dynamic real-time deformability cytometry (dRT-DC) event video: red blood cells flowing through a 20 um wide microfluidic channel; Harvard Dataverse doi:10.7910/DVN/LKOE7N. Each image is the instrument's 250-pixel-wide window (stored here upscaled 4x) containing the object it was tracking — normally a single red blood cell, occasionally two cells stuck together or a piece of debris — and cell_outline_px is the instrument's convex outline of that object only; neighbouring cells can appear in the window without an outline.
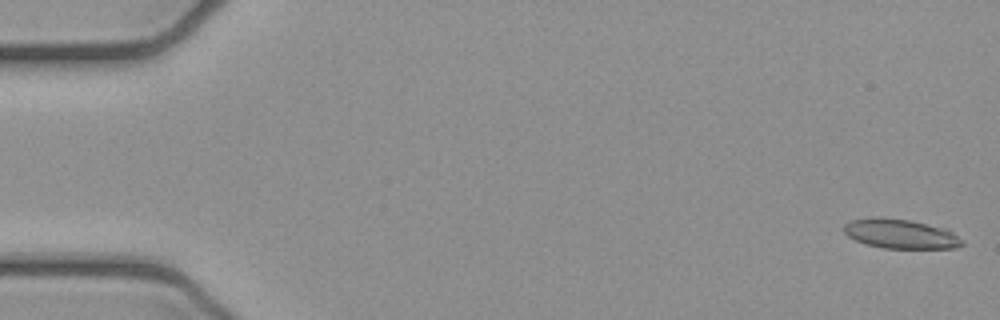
{"species": "common noctule bat (a hibernating species)", "species_latin": "Nyctalus noctula", "temperature_condition": "cold", "stored_images_in_passage": 5, "camera_frame_rate_fps": 3000, "um_per_image_px": 0.085, "animal": {"sex": "female", "body_mass_g": 21.9}, "frame": {"image": 1, "passage_image": 1, "time_ms": 0.0, "image_size_px": [1000, 320], "cell_outline_px": [[964, 244], [956, 248], [884, 248], [868, 244], [856, 240], [848, 236], [844, 232], [844, 224], [852, 220], [876, 216], [908, 220], [948, 228], [964, 240]], "centroid_in_image_um": [76.59, 19.87], "position_along_channel_um": 8.4, "area_um2": 20.35}}
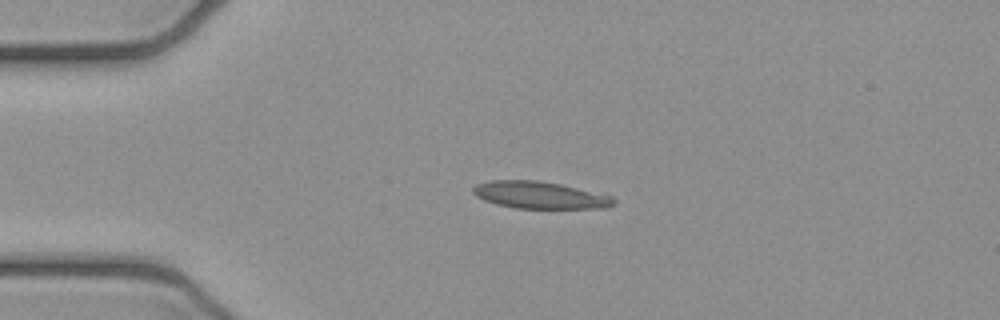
{"frame": {"image": 2, "passage_image": 4, "time_ms": 1.0, "image_size_px": [1000, 320], "cell_outline_px": [[616, 204], [604, 208], [516, 208], [496, 204], [484, 200], [476, 196], [472, 192], [472, 188], [476, 184], [492, 180], [536, 180], [560, 184], [604, 192], [612, 196], [616, 200]], "centroid_in_image_um": [45.95, 16.57], "position_along_channel_um": 39.0, "area_um2": 22.54}}